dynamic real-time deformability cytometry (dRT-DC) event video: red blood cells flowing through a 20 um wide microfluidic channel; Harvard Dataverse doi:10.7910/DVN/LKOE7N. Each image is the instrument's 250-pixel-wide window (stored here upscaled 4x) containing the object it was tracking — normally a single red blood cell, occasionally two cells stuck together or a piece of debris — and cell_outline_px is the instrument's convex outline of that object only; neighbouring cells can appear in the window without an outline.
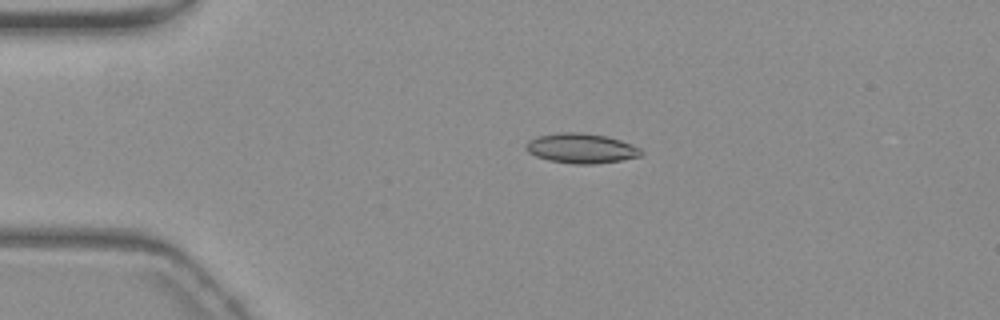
{"species": "common noctule bat (a hibernating species)", "species_latin": "Nyctalus noctula", "temperature_condition": "warm", "stored_images_in_passage": 56, "camera_frame_rate_fps": 3000, "um_per_image_px": 0.085, "animal": {"sex": "female", "body_mass_g": 19.3, "forearm_length_mm": 54.1}, "frame": {"image": 1, "passage_image": 12, "time_ms": 3.667, "image_size_px": [1000, 320], "cell_outline_px": [[644, 152], [640, 156], [620, 160], [596, 164], [572, 164], [548, 160], [536, 156], [528, 152], [524, 144], [528, 140], [540, 136], [560, 132], [580, 132], [608, 136], [632, 144], [640, 148]], "centroid_in_image_um": [49.41, 12.61], "position_along_channel_um": 35.6, "area_um2": 20.11}}
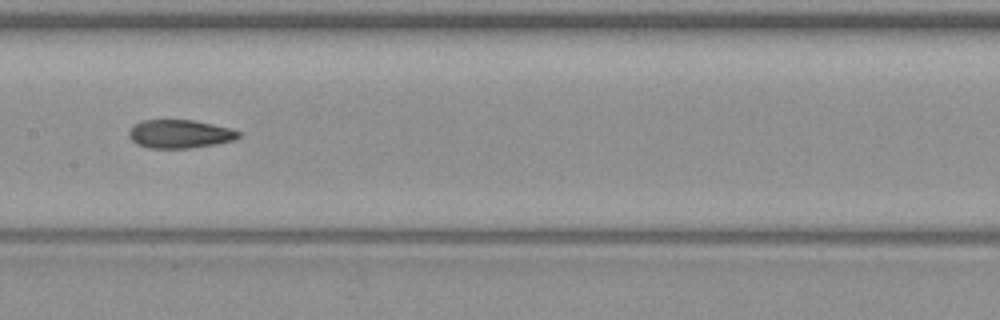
{"frame": {"image": 2, "passage_image": 28, "time_ms": 9.0, "image_size_px": [1000, 320], "cell_outline_px": [[240, 136], [236, 140], [216, 144], [192, 148], [148, 148], [136, 144], [128, 136], [128, 132], [140, 120], [192, 120], [232, 128], [240, 132]], "centroid_in_image_um": [15.3, 11.39], "position_along_channel_um": 192.1, "area_um2": 18.26}}
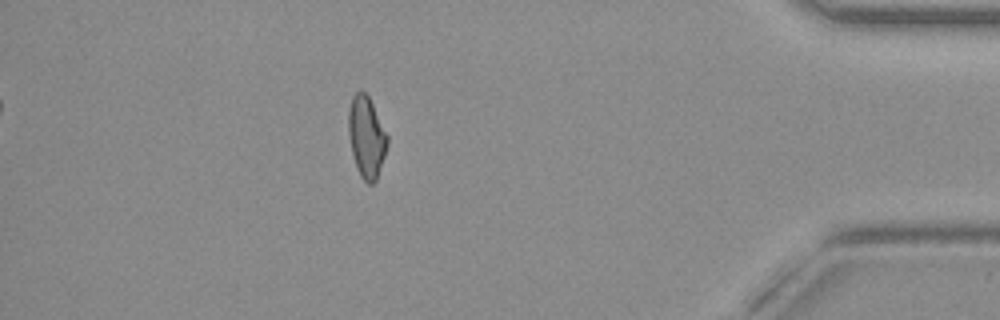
{"frame": {"image": 3, "passage_image": 49, "time_ms": 16.0, "image_size_px": [1000, 320], "cell_outline_px": [[388, 144], [376, 180], [372, 184], [368, 184], [360, 176], [356, 168], [348, 136], [348, 112], [352, 96], [356, 92], [364, 92], [368, 96], [388, 136]], "centroid_in_image_um": [31.13, 11.66], "position_along_channel_um": 404.1, "area_um2": 18.26}, "authors_computed_cell_mechanics": {"area_um2": 18.785, "velocity_mm_per_s": 3.702, "shape_relaxation_time_tau1_ms": null, "shape_relaxation_time_tau2_ms": 2.2419, "deformation_change_tau1": null, "deformation_change_tau2": 0.0851}}